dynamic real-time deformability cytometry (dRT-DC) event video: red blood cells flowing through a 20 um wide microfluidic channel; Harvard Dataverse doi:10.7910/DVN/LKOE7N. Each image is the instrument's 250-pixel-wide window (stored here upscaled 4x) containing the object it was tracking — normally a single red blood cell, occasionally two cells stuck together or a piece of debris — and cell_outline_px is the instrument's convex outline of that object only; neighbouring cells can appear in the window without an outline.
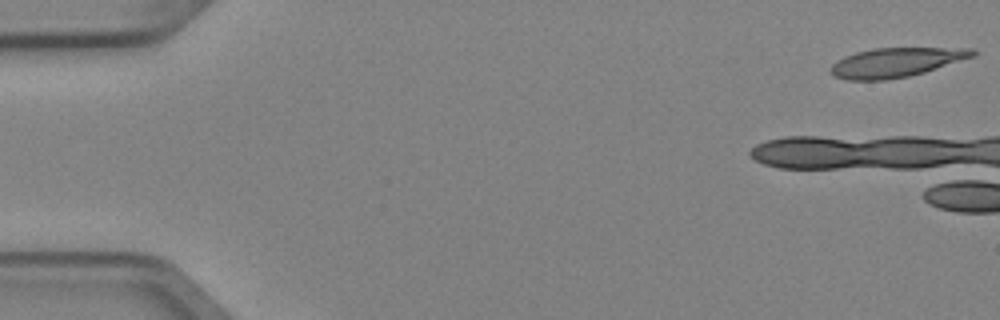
{"species": "Egyptian fruit bat (a non-hibernating species)", "species_latin": "Rousettus aegyptiacus", "temperature_condition": "cold", "stored_images_in_passage": 5, "camera_frame_rate_fps": 3000, "um_per_image_px": 0.085, "animal": {"sex": "female"}, "frame": {"image": 1, "passage_image": 1, "time_ms": 0.0, "image_size_px": [1000, 320], "cell_outline_px": [[976, 56], [924, 72], [908, 76], [888, 80], [848, 80], [832, 76], [828, 72], [828, 68], [836, 60], [844, 56], [856, 52], [872, 48], [976, 48]], "centroid_in_image_um": [76.12, 5.3], "position_along_channel_um": 8.9, "area_um2": 24.57}}